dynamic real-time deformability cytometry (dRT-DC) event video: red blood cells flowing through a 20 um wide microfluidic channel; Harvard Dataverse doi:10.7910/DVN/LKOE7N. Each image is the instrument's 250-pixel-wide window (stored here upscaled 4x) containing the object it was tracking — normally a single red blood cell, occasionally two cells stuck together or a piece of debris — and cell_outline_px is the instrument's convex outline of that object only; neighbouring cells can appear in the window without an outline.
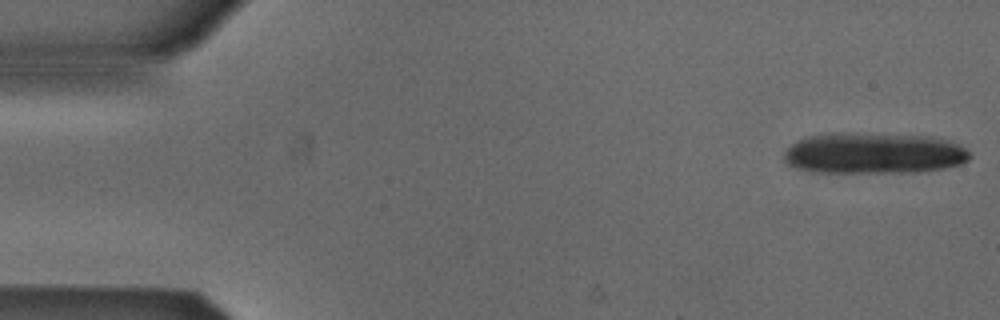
{"species": "Egyptian fruit bat (a non-hibernating species)", "species_latin": "Rousettus aegyptiacus", "temperature_condition": "cold", "stored_images_in_passage": 17, "camera_frame_rate_fps": 3000, "um_per_image_px": 0.085, "animal": {"sex": "male"}, "frame": {"image": 1, "passage_image": 1, "time_ms": 0.0, "image_size_px": [1000, 320], "cell_outline_px": [[968, 160], [960, 164], [944, 168], [916, 172], [812, 172], [796, 168], [788, 164], [784, 160], [784, 152], [792, 144], [808, 136], [832, 132], [856, 132], [928, 136], [948, 140], [964, 148], [968, 152]], "centroid_in_image_um": [74.22, 13.01], "position_along_channel_um": 10.8, "area_um2": 44.62}}